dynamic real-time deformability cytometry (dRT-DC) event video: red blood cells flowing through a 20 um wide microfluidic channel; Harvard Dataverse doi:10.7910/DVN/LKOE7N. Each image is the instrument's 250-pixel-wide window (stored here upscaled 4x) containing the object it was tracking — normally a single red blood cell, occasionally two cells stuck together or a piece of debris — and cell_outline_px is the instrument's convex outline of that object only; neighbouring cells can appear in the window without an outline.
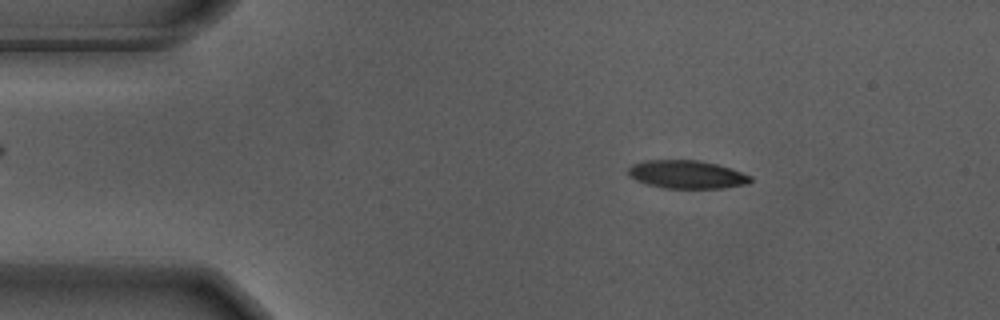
{"species": "Egyptian fruit bat (a non-hibernating species)", "species_latin": "Rousettus aegyptiacus", "temperature_condition": "warm", "stored_images_in_passage": 23, "camera_frame_rate_fps": 3000, "um_per_image_px": 0.085, "animal": {"sex": "male"}, "frame": {"image": 1, "passage_image": 1, "time_ms": 0.0, "image_size_px": [1000, 320], "cell_outline_px": [[752, 180], [748, 184], [724, 188], [660, 188], [644, 184], [628, 176], [628, 168], [632, 164], [648, 160], [700, 160], [716, 164], [752, 176]], "centroid_in_image_um": [58.34, 14.84], "position_along_channel_um": 26.7, "area_um2": 20.17}}
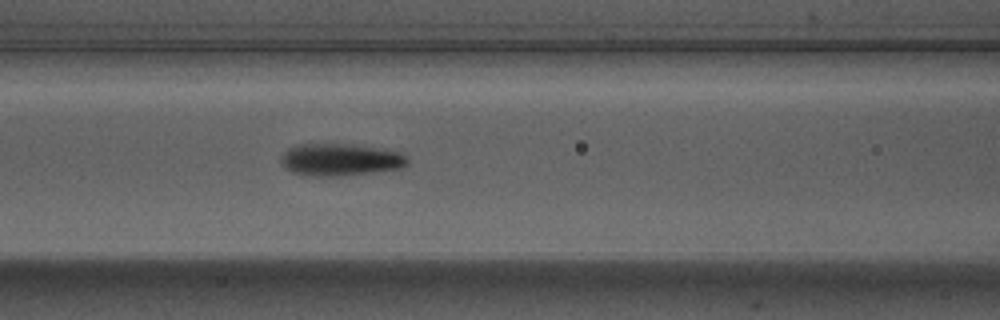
{"frame": {"image": 2, "passage_image": 15, "time_ms": 4.667, "image_size_px": [1000, 320], "cell_outline_px": [[408, 164], [400, 168], [372, 172], [340, 176], [312, 176], [292, 172], [284, 168], [280, 160], [280, 156], [288, 148], [300, 144], [348, 144], [400, 152], [408, 156]], "centroid_in_image_um": [28.89, 13.58], "position_along_channel_um": 137.7, "area_um2": 23.64}}
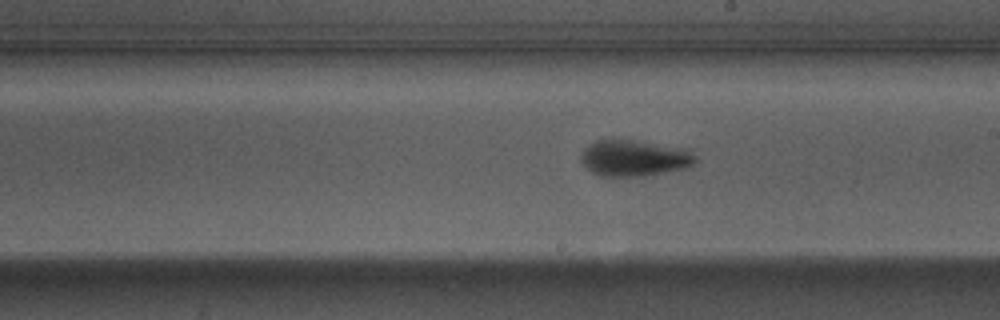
{"frame": {"image": 3, "passage_image": 23, "time_ms": 7.333, "image_size_px": [1000, 320], "cell_outline_px": [[696, 160], [688, 168], [652, 176], [600, 176], [592, 172], [580, 160], [580, 156], [584, 148], [588, 144], [596, 140], [612, 136], [688, 148], [696, 156]], "centroid_in_image_um": [53.92, 13.4], "position_along_channel_um": 235.1, "area_um2": 25.26}}